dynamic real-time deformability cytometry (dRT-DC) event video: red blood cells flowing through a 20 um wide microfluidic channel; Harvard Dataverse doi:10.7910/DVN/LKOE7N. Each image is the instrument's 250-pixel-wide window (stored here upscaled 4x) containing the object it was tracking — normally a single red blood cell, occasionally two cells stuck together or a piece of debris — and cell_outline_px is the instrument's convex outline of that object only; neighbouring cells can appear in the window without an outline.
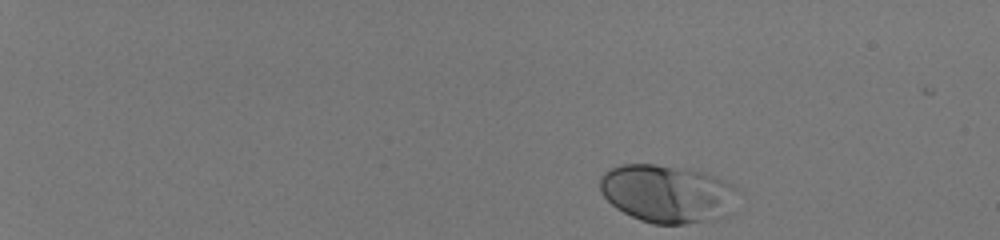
{"species": "human", "species_latin": "Homo sapiens", "temperature_condition": "room temperature", "stored_images_in_passage": 43, "camera_frame_rate_fps": 3000, "um_per_image_px": 0.085, "donor": {"sex": "male"}, "frame": {"image": 1, "passage_image": 1, "time_ms": 0.0, "image_size_px": [1000, 240], "cell_outline_px": [[740, 192], [732, 212], [728, 216], [708, 220], [684, 224], [652, 224], [640, 220], [616, 208], [600, 192], [600, 176], [604, 172], [620, 164], [656, 164], [704, 172], [724, 180], [732, 184]], "centroid_in_image_um": [56.76, 16.46], "position_along_channel_um": 28.2, "area_um2": 46.93}}
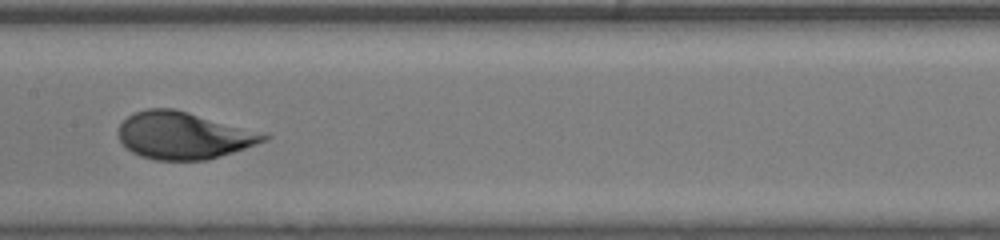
{"frame": {"image": 2, "passage_image": 25, "time_ms": 8.0, "image_size_px": [1000, 240], "cell_outline_px": [[272, 136], [268, 140], [208, 160], [156, 160], [140, 156], [132, 152], [120, 140], [120, 124], [128, 116], [136, 112], [148, 108], [172, 108], [268, 132]], "centroid_in_image_um": [15.68, 11.51], "position_along_channel_um": 191.7, "area_um2": 40.06}}
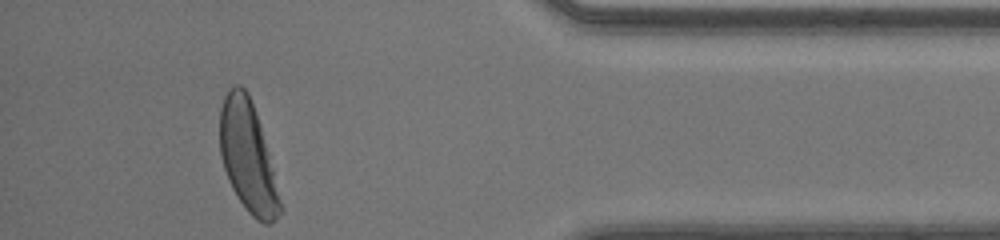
{"frame": {"image": 3, "passage_image": 43, "time_ms": 14.0, "image_size_px": [1000, 240], "cell_outline_px": [[280, 212], [272, 224], [264, 224], [256, 220], [248, 212], [232, 188], [228, 180], [220, 156], [220, 108], [224, 96], [228, 88], [236, 84], [240, 84], [248, 92], [260, 124], [268, 152], [280, 200]], "centroid_in_image_um": [21.03, 13.29], "position_along_channel_um": 414.2, "area_um2": 38.32}}